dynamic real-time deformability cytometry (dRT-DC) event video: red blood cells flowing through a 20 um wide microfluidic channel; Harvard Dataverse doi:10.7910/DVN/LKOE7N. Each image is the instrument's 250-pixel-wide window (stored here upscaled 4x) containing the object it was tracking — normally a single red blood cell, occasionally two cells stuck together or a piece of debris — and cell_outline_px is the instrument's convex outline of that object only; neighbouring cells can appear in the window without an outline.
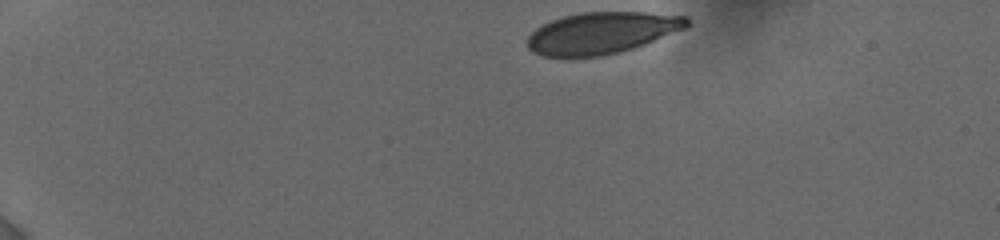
{"species": "human", "species_latin": "Homo sapiens", "temperature_condition": "cold", "stored_images_in_passage": 23, "camera_frame_rate_fps": 3000, "um_per_image_px": 0.085, "donor": {"sex": "female"}, "frame": {"image": 1, "passage_image": 1, "time_ms": 0.0, "image_size_px": [1000, 240], "cell_outline_px": [[688, 24], [684, 28], [644, 44], [620, 52], [600, 56], [544, 56], [532, 52], [528, 48], [528, 36], [536, 28], [552, 20], [564, 16], [580, 12], [644, 12], [688, 16]], "centroid_in_image_um": [51.13, 2.79], "position_along_channel_um": 33.9, "area_um2": 38.26}}
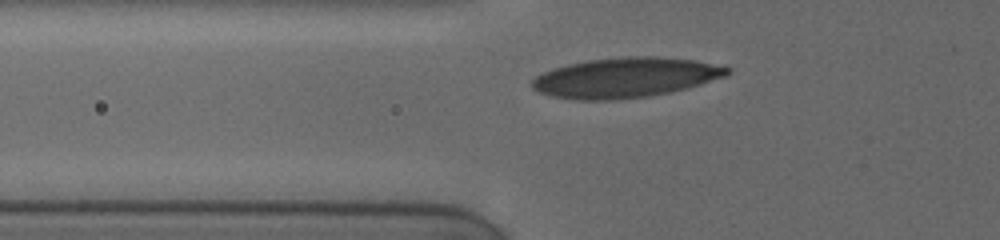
{"frame": {"image": 2, "passage_image": 16, "time_ms": 3.333, "image_size_px": [1000, 240], "cell_outline_px": [[732, 68], [728, 76], [688, 88], [648, 96], [616, 100], [576, 100], [552, 96], [540, 92], [532, 88], [532, 80], [536, 76], [552, 68], [568, 64], [588, 60], [624, 56], [656, 56], [696, 60]], "centroid_in_image_um": [53.19, 6.59], "position_along_channel_um": 72.6, "area_um2": 45.66}}
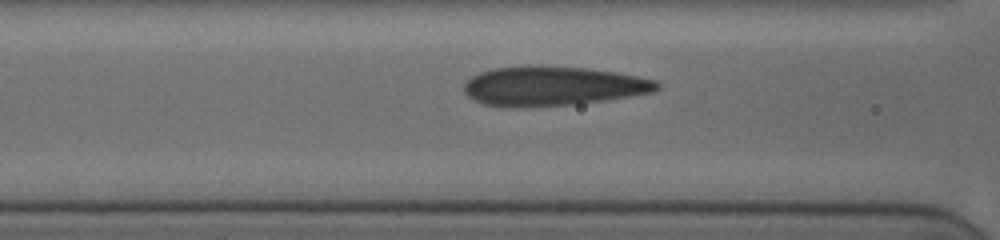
{"frame": {"image": 3, "passage_image": 22, "time_ms": 4.667, "image_size_px": [1000, 240], "cell_outline_px": [[660, 88], [652, 92], [604, 100], [572, 104], [524, 108], [508, 108], [484, 104], [468, 96], [464, 92], [464, 84], [472, 76], [480, 72], [492, 68], [528, 64], [544, 64], [584, 68], [616, 72], [656, 80], [660, 84]], "centroid_in_image_um": [46.93, 7.3], "position_along_channel_um": 119.7, "area_um2": 44.85}}